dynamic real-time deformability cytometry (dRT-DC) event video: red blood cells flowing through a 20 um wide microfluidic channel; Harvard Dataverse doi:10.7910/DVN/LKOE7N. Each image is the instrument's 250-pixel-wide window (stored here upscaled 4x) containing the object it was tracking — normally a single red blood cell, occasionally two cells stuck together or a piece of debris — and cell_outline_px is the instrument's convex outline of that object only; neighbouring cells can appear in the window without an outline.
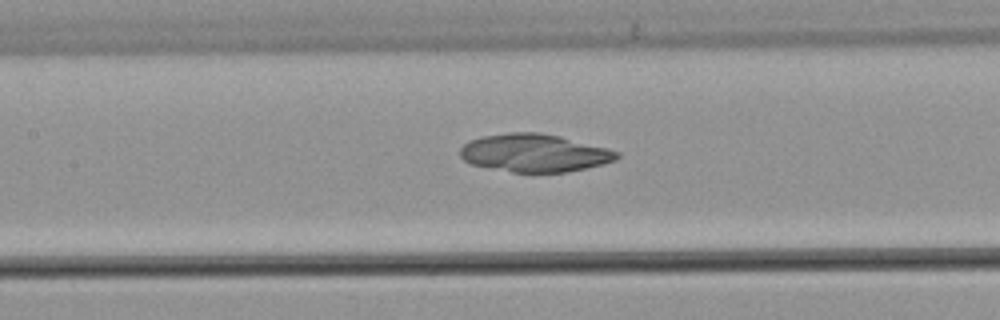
{"species": "common noctule bat (a hibernating species)", "species_latin": "Nyctalus noctula", "temperature_condition": "warm", "stored_images_in_passage": 43, "camera_frame_rate_fps": 3000, "um_per_image_px": 0.085, "animal": {"sex": "male", "body_mass_g": 21.5, "forearm_length_mm": 52.0}, "frame": {"image": 1, "passage_image": 15, "time_ms": 4.667, "image_size_px": [1000, 320], "cell_outline_px": [[620, 156], [616, 160], [568, 172], [512, 172], [472, 164], [464, 160], [460, 156], [460, 148], [468, 140], [480, 136], [508, 132], [540, 132], [560, 136], [608, 148], [620, 152]], "centroid_in_image_um": [45.41, 12.98], "position_along_channel_um": 162.0, "area_um2": 34.68}}
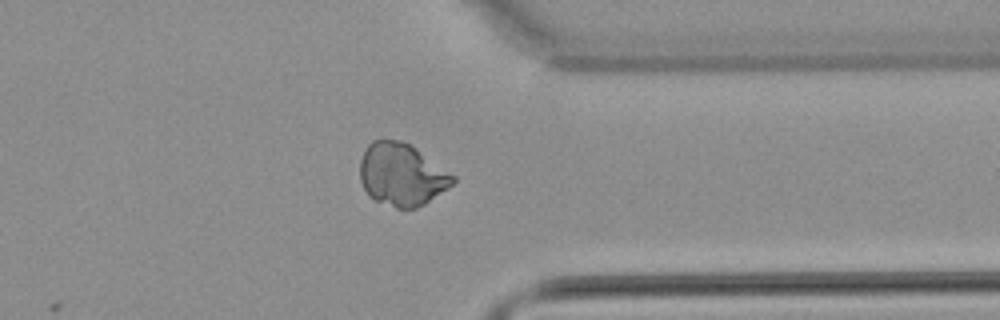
{"frame": {"image": 2, "passage_image": 32, "time_ms": 10.333, "image_size_px": [1000, 320], "cell_outline_px": [[456, 180], [452, 184], [424, 204], [416, 208], [396, 208], [376, 200], [368, 196], [360, 180], [360, 160], [364, 148], [372, 140], [400, 140], [408, 144], [456, 176]], "centroid_in_image_um": [34.11, 14.84], "position_along_channel_um": 377.3, "area_um2": 33.47}}
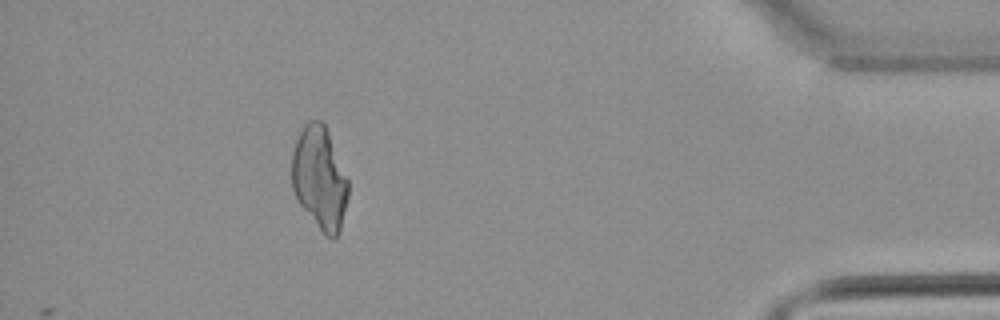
{"frame": {"image": 3, "passage_image": 38, "time_ms": 12.333, "image_size_px": [1000, 320], "cell_outline_px": [[348, 196], [340, 232], [332, 240], [324, 236], [300, 204], [292, 188], [292, 152], [296, 140], [304, 124], [308, 120], [320, 120], [324, 124], [328, 132], [348, 180]], "centroid_in_image_um": [27.17, 15.17], "position_along_channel_um": 408.0, "area_um2": 33.7}}